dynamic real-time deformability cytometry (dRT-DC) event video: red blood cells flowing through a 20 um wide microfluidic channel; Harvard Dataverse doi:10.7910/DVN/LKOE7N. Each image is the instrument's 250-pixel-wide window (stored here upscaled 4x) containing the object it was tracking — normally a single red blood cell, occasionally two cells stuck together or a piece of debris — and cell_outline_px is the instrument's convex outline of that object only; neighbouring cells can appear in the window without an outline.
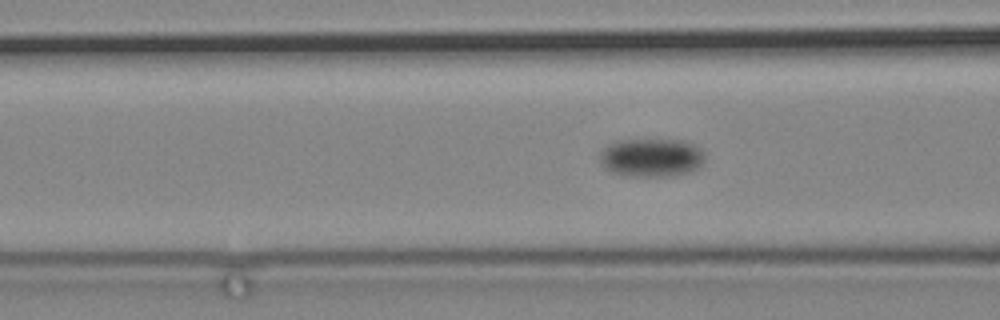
{"species": "common noctule bat (a hibernating species)", "species_latin": "Nyctalus noctula", "temperature_condition": "cold", "stored_images_in_passage": 85, "camera_frame_rate_fps": 3000, "um_per_image_px": 0.085, "animal": {"sex": "male", "body_mass_g": 19.2, "forearm_length_mm": 51.8}, "frame": {"image": 1, "passage_image": 47, "time_ms": 15.333, "image_size_px": [1000, 320], "cell_outline_px": [[704, 160], [692, 172], [668, 176], [624, 176], [612, 172], [604, 168], [600, 164], [600, 152], [608, 144], [616, 140], [684, 140], [700, 148], [704, 152]], "centroid_in_image_um": [55.34, 13.4], "position_along_channel_um": 111.3, "area_um2": 23.7}}
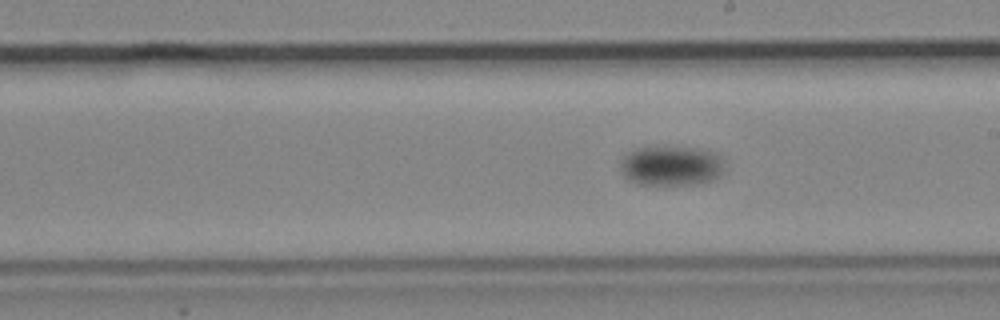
{"frame": {"image": 2, "passage_image": 61, "time_ms": 20.0, "image_size_px": [1000, 320], "cell_outline_px": [[724, 160], [720, 176], [712, 180], [700, 184], [636, 184], [624, 176], [620, 172], [620, 164], [624, 156], [628, 152], [636, 148], [696, 148], [716, 152]], "centroid_in_image_um": [57.06, 14.1], "position_along_channel_um": 231.9, "area_um2": 24.04}}
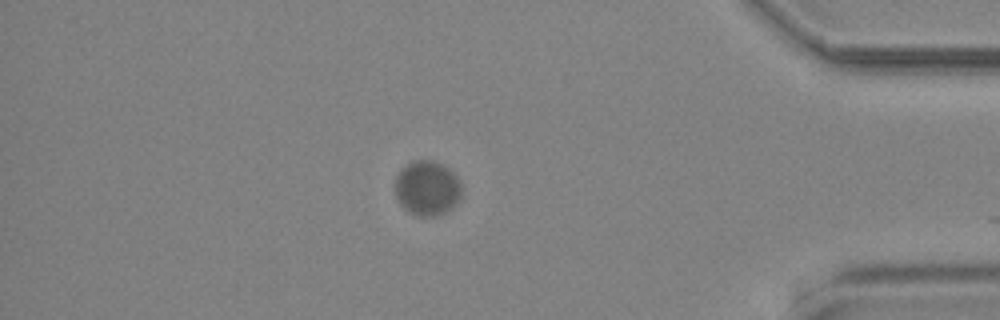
{"frame": {"image": 3, "passage_image": 84, "time_ms": 27.667, "image_size_px": [1000, 320], "cell_outline_px": [[460, 196], [452, 208], [436, 216], [420, 216], [408, 212], [400, 204], [396, 196], [396, 176], [400, 168], [404, 164], [412, 160], [432, 160], [448, 168], [460, 180]], "centroid_in_image_um": [36.28, 15.97], "position_along_channel_um": 398.9, "area_um2": 21.21}}